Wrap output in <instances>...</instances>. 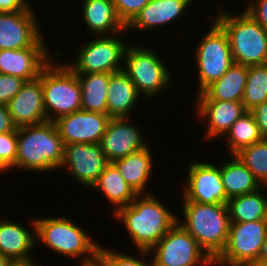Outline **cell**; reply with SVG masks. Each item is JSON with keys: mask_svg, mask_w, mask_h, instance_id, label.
I'll use <instances>...</instances> for the list:
<instances>
[{"mask_svg": "<svg viewBox=\"0 0 267 266\" xmlns=\"http://www.w3.org/2000/svg\"><path fill=\"white\" fill-rule=\"evenodd\" d=\"M151 0H113L119 20L126 27Z\"/></svg>", "mask_w": 267, "mask_h": 266, "instance_id": "35", "label": "cell"}, {"mask_svg": "<svg viewBox=\"0 0 267 266\" xmlns=\"http://www.w3.org/2000/svg\"><path fill=\"white\" fill-rule=\"evenodd\" d=\"M56 52L57 55L41 71L44 109L51 122L82 109L78 77L65 61L60 60L66 52L60 49Z\"/></svg>", "mask_w": 267, "mask_h": 266, "instance_id": "7", "label": "cell"}, {"mask_svg": "<svg viewBox=\"0 0 267 266\" xmlns=\"http://www.w3.org/2000/svg\"><path fill=\"white\" fill-rule=\"evenodd\" d=\"M7 108L17 128L48 121L44 109L41 73L38 78L23 84L19 92L8 102Z\"/></svg>", "mask_w": 267, "mask_h": 266, "instance_id": "20", "label": "cell"}, {"mask_svg": "<svg viewBox=\"0 0 267 266\" xmlns=\"http://www.w3.org/2000/svg\"><path fill=\"white\" fill-rule=\"evenodd\" d=\"M81 266H104L97 258L91 262L81 263Z\"/></svg>", "mask_w": 267, "mask_h": 266, "instance_id": "43", "label": "cell"}, {"mask_svg": "<svg viewBox=\"0 0 267 266\" xmlns=\"http://www.w3.org/2000/svg\"><path fill=\"white\" fill-rule=\"evenodd\" d=\"M178 223L214 261L224 250L230 229L227 204H200L181 201Z\"/></svg>", "mask_w": 267, "mask_h": 266, "instance_id": "5", "label": "cell"}, {"mask_svg": "<svg viewBox=\"0 0 267 266\" xmlns=\"http://www.w3.org/2000/svg\"><path fill=\"white\" fill-rule=\"evenodd\" d=\"M247 266H267V262L256 259L255 261L250 262Z\"/></svg>", "mask_w": 267, "mask_h": 266, "instance_id": "44", "label": "cell"}, {"mask_svg": "<svg viewBox=\"0 0 267 266\" xmlns=\"http://www.w3.org/2000/svg\"><path fill=\"white\" fill-rule=\"evenodd\" d=\"M0 213V254L9 260H34L33 252L36 249L35 216L21 224L12 221ZM33 219V220H32ZM30 222V223H29ZM30 229V230H29Z\"/></svg>", "mask_w": 267, "mask_h": 266, "instance_id": "21", "label": "cell"}, {"mask_svg": "<svg viewBox=\"0 0 267 266\" xmlns=\"http://www.w3.org/2000/svg\"><path fill=\"white\" fill-rule=\"evenodd\" d=\"M230 222H250L266 220L267 215V187L230 198L227 203Z\"/></svg>", "mask_w": 267, "mask_h": 266, "instance_id": "28", "label": "cell"}, {"mask_svg": "<svg viewBox=\"0 0 267 266\" xmlns=\"http://www.w3.org/2000/svg\"><path fill=\"white\" fill-rule=\"evenodd\" d=\"M45 38L47 37L44 34L29 48L0 50V73L16 76L25 81L38 78L42 69L57 55L56 50L52 52Z\"/></svg>", "mask_w": 267, "mask_h": 266, "instance_id": "16", "label": "cell"}, {"mask_svg": "<svg viewBox=\"0 0 267 266\" xmlns=\"http://www.w3.org/2000/svg\"><path fill=\"white\" fill-rule=\"evenodd\" d=\"M126 29L114 35L93 36L78 44L74 61L65 62L75 73H115L123 70L124 54L129 43ZM122 35V36H121ZM124 37V38H123ZM123 38V39H122Z\"/></svg>", "mask_w": 267, "mask_h": 266, "instance_id": "9", "label": "cell"}, {"mask_svg": "<svg viewBox=\"0 0 267 266\" xmlns=\"http://www.w3.org/2000/svg\"><path fill=\"white\" fill-rule=\"evenodd\" d=\"M33 7L20 12H0V50L32 47L44 35L40 16Z\"/></svg>", "mask_w": 267, "mask_h": 266, "instance_id": "17", "label": "cell"}, {"mask_svg": "<svg viewBox=\"0 0 267 266\" xmlns=\"http://www.w3.org/2000/svg\"><path fill=\"white\" fill-rule=\"evenodd\" d=\"M17 130L0 134V174L16 171Z\"/></svg>", "mask_w": 267, "mask_h": 266, "instance_id": "34", "label": "cell"}, {"mask_svg": "<svg viewBox=\"0 0 267 266\" xmlns=\"http://www.w3.org/2000/svg\"><path fill=\"white\" fill-rule=\"evenodd\" d=\"M267 101V69L264 65L248 66L242 103L247 111Z\"/></svg>", "mask_w": 267, "mask_h": 266, "instance_id": "31", "label": "cell"}, {"mask_svg": "<svg viewBox=\"0 0 267 266\" xmlns=\"http://www.w3.org/2000/svg\"><path fill=\"white\" fill-rule=\"evenodd\" d=\"M108 164L100 144L73 143L64 145V157L58 170L65 169L70 179L89 190Z\"/></svg>", "mask_w": 267, "mask_h": 266, "instance_id": "13", "label": "cell"}, {"mask_svg": "<svg viewBox=\"0 0 267 266\" xmlns=\"http://www.w3.org/2000/svg\"><path fill=\"white\" fill-rule=\"evenodd\" d=\"M220 3L214 5L216 14L207 15L227 33L234 63L245 66L264 65L267 61V30L247 11L238 12L235 9L236 13H230Z\"/></svg>", "mask_w": 267, "mask_h": 266, "instance_id": "4", "label": "cell"}, {"mask_svg": "<svg viewBox=\"0 0 267 266\" xmlns=\"http://www.w3.org/2000/svg\"><path fill=\"white\" fill-rule=\"evenodd\" d=\"M137 252V256L132 253L130 255V253L101 244L98 249L97 259L104 266H153L149 251Z\"/></svg>", "mask_w": 267, "mask_h": 266, "instance_id": "33", "label": "cell"}, {"mask_svg": "<svg viewBox=\"0 0 267 266\" xmlns=\"http://www.w3.org/2000/svg\"><path fill=\"white\" fill-rule=\"evenodd\" d=\"M79 3V17L85 24L82 28L86 27L89 38L90 35H114L126 29L116 14L113 0H82Z\"/></svg>", "mask_w": 267, "mask_h": 266, "instance_id": "22", "label": "cell"}, {"mask_svg": "<svg viewBox=\"0 0 267 266\" xmlns=\"http://www.w3.org/2000/svg\"><path fill=\"white\" fill-rule=\"evenodd\" d=\"M16 130L17 127L13 123L7 105L0 104V134Z\"/></svg>", "mask_w": 267, "mask_h": 266, "instance_id": "40", "label": "cell"}, {"mask_svg": "<svg viewBox=\"0 0 267 266\" xmlns=\"http://www.w3.org/2000/svg\"><path fill=\"white\" fill-rule=\"evenodd\" d=\"M209 30L204 31L195 48H191L195 64L197 84L194 95L201 93L207 86L220 79L234 63L228 35L210 16ZM205 33V34H204ZM193 50V51H192Z\"/></svg>", "mask_w": 267, "mask_h": 266, "instance_id": "8", "label": "cell"}, {"mask_svg": "<svg viewBox=\"0 0 267 266\" xmlns=\"http://www.w3.org/2000/svg\"><path fill=\"white\" fill-rule=\"evenodd\" d=\"M107 93V115L110 118L133 117L131 114L136 113L135 108L143 99L123 70L110 75Z\"/></svg>", "mask_w": 267, "mask_h": 266, "instance_id": "24", "label": "cell"}, {"mask_svg": "<svg viewBox=\"0 0 267 266\" xmlns=\"http://www.w3.org/2000/svg\"><path fill=\"white\" fill-rule=\"evenodd\" d=\"M132 118H110L106 132L99 143L109 163L151 146L144 133L148 131L144 130L139 122H133Z\"/></svg>", "mask_w": 267, "mask_h": 266, "instance_id": "14", "label": "cell"}, {"mask_svg": "<svg viewBox=\"0 0 267 266\" xmlns=\"http://www.w3.org/2000/svg\"><path fill=\"white\" fill-rule=\"evenodd\" d=\"M32 0H0V12L13 13L28 10L32 4Z\"/></svg>", "mask_w": 267, "mask_h": 266, "instance_id": "39", "label": "cell"}, {"mask_svg": "<svg viewBox=\"0 0 267 266\" xmlns=\"http://www.w3.org/2000/svg\"><path fill=\"white\" fill-rule=\"evenodd\" d=\"M158 196L156 193L137 195L112 215L124 227L135 251H150L178 222L177 213Z\"/></svg>", "mask_w": 267, "mask_h": 266, "instance_id": "1", "label": "cell"}, {"mask_svg": "<svg viewBox=\"0 0 267 266\" xmlns=\"http://www.w3.org/2000/svg\"><path fill=\"white\" fill-rule=\"evenodd\" d=\"M110 117L83 109L61 116L54 122L64 145L73 143L99 144Z\"/></svg>", "mask_w": 267, "mask_h": 266, "instance_id": "19", "label": "cell"}, {"mask_svg": "<svg viewBox=\"0 0 267 266\" xmlns=\"http://www.w3.org/2000/svg\"><path fill=\"white\" fill-rule=\"evenodd\" d=\"M36 248L41 244L56 256L66 257L78 263H87L97 258L98 239L67 215L35 216ZM72 258V259H71Z\"/></svg>", "mask_w": 267, "mask_h": 266, "instance_id": "2", "label": "cell"}, {"mask_svg": "<svg viewBox=\"0 0 267 266\" xmlns=\"http://www.w3.org/2000/svg\"><path fill=\"white\" fill-rule=\"evenodd\" d=\"M112 73H76L82 94V109L107 114V90Z\"/></svg>", "mask_w": 267, "mask_h": 266, "instance_id": "29", "label": "cell"}, {"mask_svg": "<svg viewBox=\"0 0 267 266\" xmlns=\"http://www.w3.org/2000/svg\"><path fill=\"white\" fill-rule=\"evenodd\" d=\"M25 82L22 78L0 73V104L7 105Z\"/></svg>", "mask_w": 267, "mask_h": 266, "instance_id": "36", "label": "cell"}, {"mask_svg": "<svg viewBox=\"0 0 267 266\" xmlns=\"http://www.w3.org/2000/svg\"><path fill=\"white\" fill-rule=\"evenodd\" d=\"M195 3L196 0H151L126 26V32L128 35L131 32L140 33L138 36H141V32L151 35L160 32V29L164 31L168 26L170 30L171 25H178L181 18L186 19L191 14L190 8L194 9L192 6Z\"/></svg>", "mask_w": 267, "mask_h": 266, "instance_id": "15", "label": "cell"}, {"mask_svg": "<svg viewBox=\"0 0 267 266\" xmlns=\"http://www.w3.org/2000/svg\"><path fill=\"white\" fill-rule=\"evenodd\" d=\"M248 76V66L233 63L218 80L197 94L196 100L242 101Z\"/></svg>", "mask_w": 267, "mask_h": 266, "instance_id": "25", "label": "cell"}, {"mask_svg": "<svg viewBox=\"0 0 267 266\" xmlns=\"http://www.w3.org/2000/svg\"><path fill=\"white\" fill-rule=\"evenodd\" d=\"M207 160V161H205ZM208 159L189 161L185 164L187 175L181 185L180 200L200 204H227L228 199L223 188L220 163Z\"/></svg>", "mask_w": 267, "mask_h": 266, "instance_id": "12", "label": "cell"}, {"mask_svg": "<svg viewBox=\"0 0 267 266\" xmlns=\"http://www.w3.org/2000/svg\"><path fill=\"white\" fill-rule=\"evenodd\" d=\"M243 9L267 30V0H248Z\"/></svg>", "mask_w": 267, "mask_h": 266, "instance_id": "37", "label": "cell"}, {"mask_svg": "<svg viewBox=\"0 0 267 266\" xmlns=\"http://www.w3.org/2000/svg\"><path fill=\"white\" fill-rule=\"evenodd\" d=\"M149 254L153 266H214V261L178 222Z\"/></svg>", "mask_w": 267, "mask_h": 266, "instance_id": "10", "label": "cell"}, {"mask_svg": "<svg viewBox=\"0 0 267 266\" xmlns=\"http://www.w3.org/2000/svg\"><path fill=\"white\" fill-rule=\"evenodd\" d=\"M259 260L267 262V233L265 235L264 243L261 247V251L258 257Z\"/></svg>", "mask_w": 267, "mask_h": 266, "instance_id": "42", "label": "cell"}, {"mask_svg": "<svg viewBox=\"0 0 267 266\" xmlns=\"http://www.w3.org/2000/svg\"><path fill=\"white\" fill-rule=\"evenodd\" d=\"M235 155L247 166L261 186L267 187V139L244 147Z\"/></svg>", "mask_w": 267, "mask_h": 266, "instance_id": "32", "label": "cell"}, {"mask_svg": "<svg viewBox=\"0 0 267 266\" xmlns=\"http://www.w3.org/2000/svg\"><path fill=\"white\" fill-rule=\"evenodd\" d=\"M63 157L64 143L54 122L17 128L16 171L58 172Z\"/></svg>", "mask_w": 267, "mask_h": 266, "instance_id": "3", "label": "cell"}, {"mask_svg": "<svg viewBox=\"0 0 267 266\" xmlns=\"http://www.w3.org/2000/svg\"><path fill=\"white\" fill-rule=\"evenodd\" d=\"M90 189L105 198L109 207H112V215L118 209L129 205L137 196L112 163L105 167Z\"/></svg>", "mask_w": 267, "mask_h": 266, "instance_id": "26", "label": "cell"}, {"mask_svg": "<svg viewBox=\"0 0 267 266\" xmlns=\"http://www.w3.org/2000/svg\"><path fill=\"white\" fill-rule=\"evenodd\" d=\"M266 233V220L231 222L226 246L214 260V266H247L255 261Z\"/></svg>", "mask_w": 267, "mask_h": 266, "instance_id": "11", "label": "cell"}, {"mask_svg": "<svg viewBox=\"0 0 267 266\" xmlns=\"http://www.w3.org/2000/svg\"><path fill=\"white\" fill-rule=\"evenodd\" d=\"M226 154L235 155L241 149L262 140L258 124L250 111L239 117L220 141H224Z\"/></svg>", "mask_w": 267, "mask_h": 266, "instance_id": "30", "label": "cell"}, {"mask_svg": "<svg viewBox=\"0 0 267 266\" xmlns=\"http://www.w3.org/2000/svg\"><path fill=\"white\" fill-rule=\"evenodd\" d=\"M36 261V262H35ZM38 260H8L5 266H43Z\"/></svg>", "mask_w": 267, "mask_h": 266, "instance_id": "41", "label": "cell"}, {"mask_svg": "<svg viewBox=\"0 0 267 266\" xmlns=\"http://www.w3.org/2000/svg\"><path fill=\"white\" fill-rule=\"evenodd\" d=\"M112 164L137 195L153 193L148 185H151V180L154 178L152 170L156 163L150 146L131 153L125 158L114 160Z\"/></svg>", "mask_w": 267, "mask_h": 266, "instance_id": "23", "label": "cell"}, {"mask_svg": "<svg viewBox=\"0 0 267 266\" xmlns=\"http://www.w3.org/2000/svg\"><path fill=\"white\" fill-rule=\"evenodd\" d=\"M8 258L4 255L0 254V266H5V264L8 262Z\"/></svg>", "mask_w": 267, "mask_h": 266, "instance_id": "45", "label": "cell"}, {"mask_svg": "<svg viewBox=\"0 0 267 266\" xmlns=\"http://www.w3.org/2000/svg\"><path fill=\"white\" fill-rule=\"evenodd\" d=\"M193 102H195L193 111L197 116L195 118L201 121L199 124H203L205 131L203 139L208 142L222 139L232 124L247 112L242 101L194 100Z\"/></svg>", "mask_w": 267, "mask_h": 266, "instance_id": "18", "label": "cell"}, {"mask_svg": "<svg viewBox=\"0 0 267 266\" xmlns=\"http://www.w3.org/2000/svg\"><path fill=\"white\" fill-rule=\"evenodd\" d=\"M130 40L124 54L123 71L132 80L142 97L146 99H143L144 104L145 101L150 102L151 100L152 102V100L159 99L161 94L168 95L167 92L175 83L172 74L174 72L169 71L167 64L169 58L165 61L164 56L160 57L162 53L153 49L154 45L152 47L150 45L143 46L135 41L131 43L132 39Z\"/></svg>", "mask_w": 267, "mask_h": 266, "instance_id": "6", "label": "cell"}, {"mask_svg": "<svg viewBox=\"0 0 267 266\" xmlns=\"http://www.w3.org/2000/svg\"><path fill=\"white\" fill-rule=\"evenodd\" d=\"M250 112L258 124L262 139H267V101L256 106Z\"/></svg>", "mask_w": 267, "mask_h": 266, "instance_id": "38", "label": "cell"}, {"mask_svg": "<svg viewBox=\"0 0 267 266\" xmlns=\"http://www.w3.org/2000/svg\"><path fill=\"white\" fill-rule=\"evenodd\" d=\"M227 156L226 160L221 159L220 169L223 188L228 200L254 192L262 187L252 172L236 155Z\"/></svg>", "mask_w": 267, "mask_h": 266, "instance_id": "27", "label": "cell"}]
</instances>
